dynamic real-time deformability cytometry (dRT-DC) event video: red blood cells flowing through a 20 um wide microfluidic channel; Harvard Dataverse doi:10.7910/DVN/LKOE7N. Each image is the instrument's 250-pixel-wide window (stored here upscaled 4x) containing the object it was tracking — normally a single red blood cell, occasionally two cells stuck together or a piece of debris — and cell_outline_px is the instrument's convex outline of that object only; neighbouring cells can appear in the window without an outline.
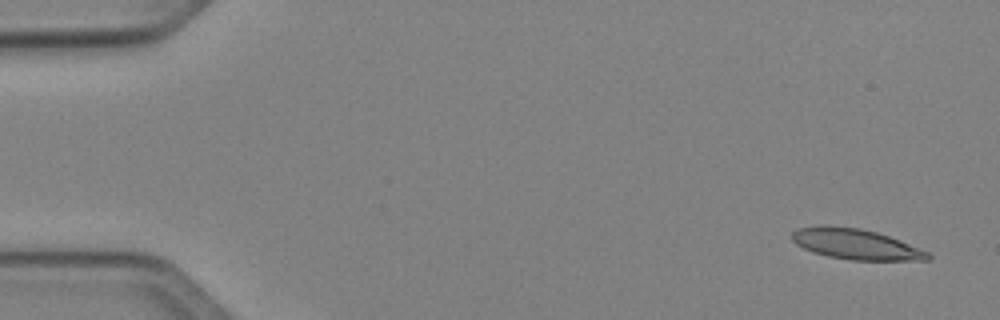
{"species": "Egyptian fruit bat (a non-hibernating species)", "species_latin": "Rousettus aegyptiacus", "temperature_condition": "cold", "stored_images_in_passage": 6, "camera_frame_rate_fps": 3000, "um_per_image_px": 0.085, "animal": {"sex": "female"}, "frame": {"image": 1, "passage_image": 1, "time_ms": 0.0, "image_size_px": [1000, 320], "cell_outline_px": [[932, 256], [928, 260], [852, 260], [828, 256], [812, 252], [796, 244], [792, 240], [792, 232], [796, 228], [816, 224], [828, 224], [860, 228], [876, 232], [888, 236], [928, 252]], "centroid_in_image_um": [72.65, 20.73], "position_along_channel_um": 12.3, "area_um2": 24.28}}
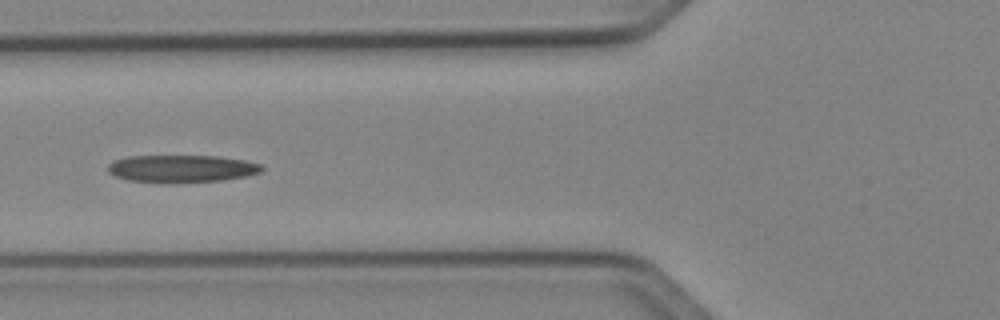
{"frame": {"image": 2, "passage_image": 5, "time_ms": 5.667, "image_size_px": [1000, 320], "cell_outline_px": [[264, 168], [260, 172], [248, 176], [220, 180], [172, 184], [160, 184], [128, 180], [116, 176], [108, 172], [108, 164], [112, 160], [128, 156], [216, 156], [244, 160], [260, 164]], "centroid_in_image_um": [15.39, 14.35], "position_along_channel_um": 110.4, "area_um2": 25.03}}
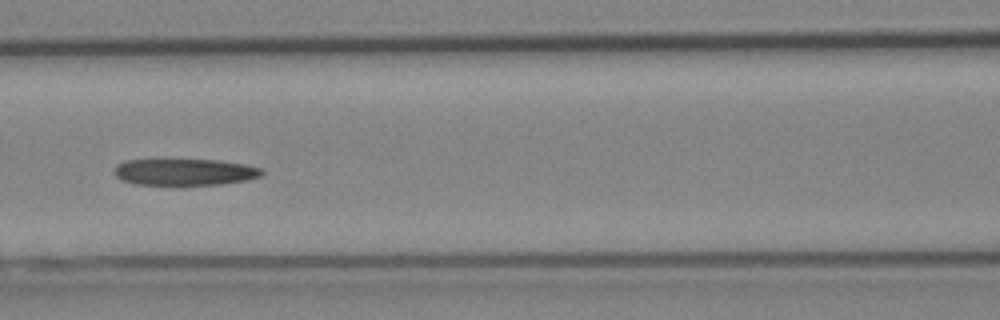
{"frame": {"image": 3, "passage_image": 6, "time_ms": 6.667, "image_size_px": [1000, 320], "cell_outline_px": [[264, 172], [260, 176], [244, 180], [220, 184], [180, 188], [136, 184], [124, 180], [116, 176], [116, 164], [124, 160], [220, 160], [244, 164], [264, 168]], "centroid_in_image_um": [15.71, 14.66], "position_along_channel_um": 150.9, "area_um2": 23.7}}